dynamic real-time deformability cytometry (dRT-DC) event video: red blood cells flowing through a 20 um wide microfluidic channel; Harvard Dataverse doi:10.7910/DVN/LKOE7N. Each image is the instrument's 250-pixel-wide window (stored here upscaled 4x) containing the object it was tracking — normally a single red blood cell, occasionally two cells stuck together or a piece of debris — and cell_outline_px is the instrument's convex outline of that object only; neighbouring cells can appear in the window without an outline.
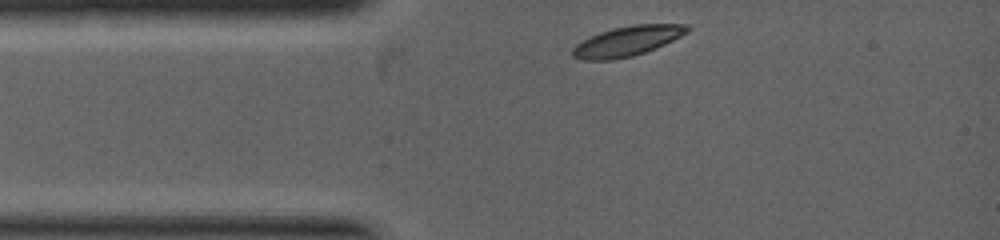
{"species": "common noctule bat (a hibernating species)", "species_latin": "Nyctalus noctula", "temperature_condition": "warm", "stored_images_in_passage": 3, "camera_frame_rate_fps": 5000, "um_per_image_px": 0.085, "animal": {"sex": "female", "body_mass_g": 19.0, "forearm_length_mm": 53.3}, "frame": {"image": 1, "passage_image": 1, "time_ms": 0.0, "image_size_px": [1000, 240], "cell_outline_px": [[692, 28], [688, 32], [656, 48], [632, 56], [608, 60], [584, 60], [572, 56], [572, 48], [576, 44], [600, 32], [612, 28], [632, 24], [688, 24]], "centroid_in_image_um": [53.34, 3.48], "position_along_channel_um": 31.7, "area_um2": 19.88}}